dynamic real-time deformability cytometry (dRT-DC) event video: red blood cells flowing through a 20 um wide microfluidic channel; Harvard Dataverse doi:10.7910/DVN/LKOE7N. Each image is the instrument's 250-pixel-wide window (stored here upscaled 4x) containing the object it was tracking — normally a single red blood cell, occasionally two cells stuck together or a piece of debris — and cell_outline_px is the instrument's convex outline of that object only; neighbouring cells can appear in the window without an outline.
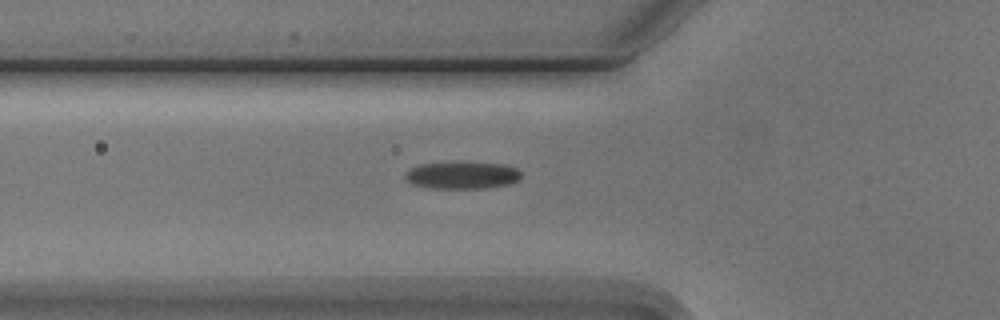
{"species": "Egyptian fruit bat (a non-hibernating species)", "species_latin": "Rousettus aegyptiacus", "temperature_condition": "cold", "stored_images_in_passage": 3, "camera_frame_rate_fps": 3000, "um_per_image_px": 0.085, "animal": {"sex": "male"}, "frame": {"image": 1, "passage_image": 3, "time_ms": 3.0, "image_size_px": [1000, 320], "cell_outline_px": [[520, 180], [508, 184], [484, 188], [432, 188], [412, 184], [404, 176], [408, 168], [420, 164], [500, 164], [516, 168], [520, 172]], "centroid_in_image_um": [39.26, 14.92], "position_along_channel_um": 86.5, "area_um2": 17.69}}